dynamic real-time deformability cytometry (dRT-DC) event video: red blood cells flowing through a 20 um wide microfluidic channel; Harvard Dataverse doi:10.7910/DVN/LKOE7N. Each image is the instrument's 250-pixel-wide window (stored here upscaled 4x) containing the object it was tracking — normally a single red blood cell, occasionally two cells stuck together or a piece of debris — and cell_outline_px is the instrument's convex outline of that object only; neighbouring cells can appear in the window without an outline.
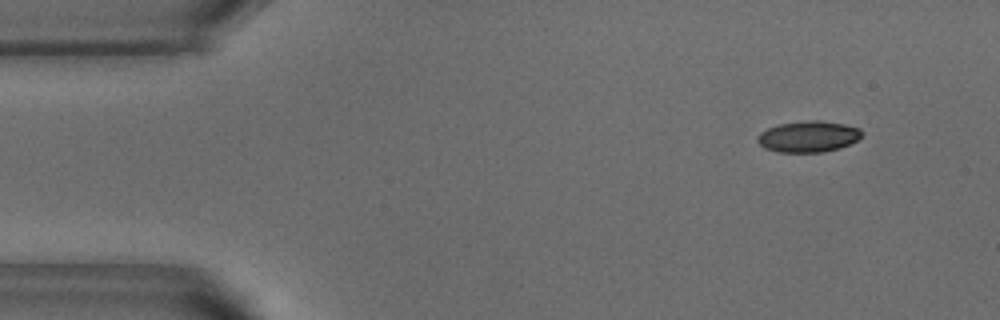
{"species": "common noctule bat (a hibernating species)", "species_latin": "Nyctalus noctula", "temperature_condition": "warm", "stored_images_in_passage": 11, "camera_frame_rate_fps": 3000, "um_per_image_px": 0.085, "animal": {"sex": "male", "body_mass_g": 18.8}, "frame": {"image": 1, "passage_image": 1, "time_ms": 0.0, "image_size_px": [1000, 320], "cell_outline_px": [[860, 136], [856, 140], [840, 148], [824, 152], [780, 152], [764, 148], [756, 140], [756, 136], [760, 132], [768, 128], [780, 124], [804, 120], [820, 120], [844, 124], [860, 128]], "centroid_in_image_um": [68.67, 11.6], "position_along_channel_um": 16.3, "area_um2": 18.9}}
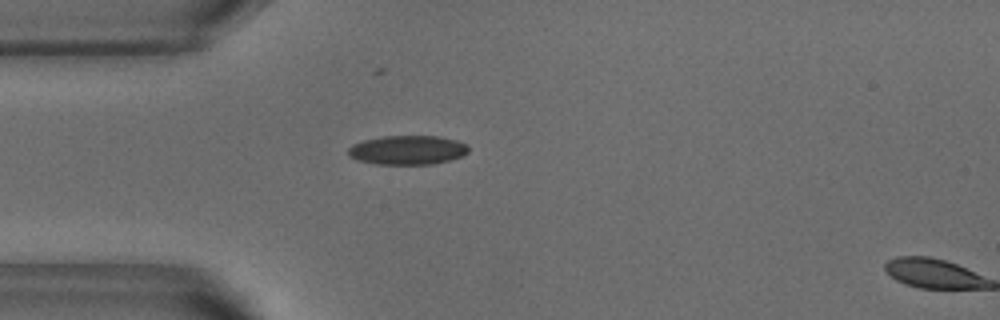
{"frame": {"image": 2, "passage_image": 10, "time_ms": 3.0, "image_size_px": [1000, 320], "cell_outline_px": [[468, 152], [460, 156], [448, 160], [432, 164], [376, 164], [356, 160], [348, 156], [348, 148], [352, 144], [364, 140], [384, 136], [436, 136], [456, 140], [468, 144]], "centroid_in_image_um": [34.6, 12.75], "position_along_channel_um": 50.4, "area_um2": 20.4}}